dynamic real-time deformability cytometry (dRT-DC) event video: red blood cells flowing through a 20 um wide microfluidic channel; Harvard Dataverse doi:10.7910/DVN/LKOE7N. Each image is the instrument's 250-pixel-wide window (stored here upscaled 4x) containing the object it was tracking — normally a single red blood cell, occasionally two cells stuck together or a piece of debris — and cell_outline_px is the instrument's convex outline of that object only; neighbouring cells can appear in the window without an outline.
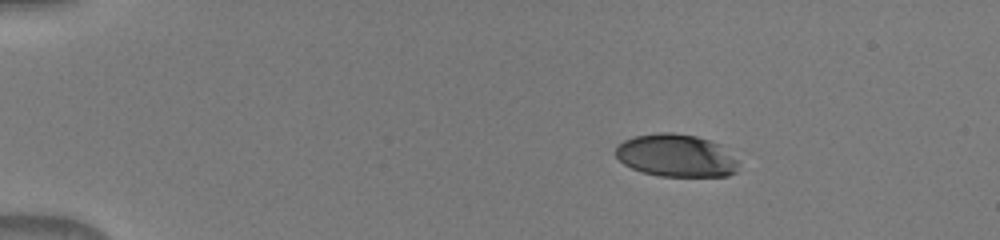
{"species": "human", "species_latin": "Homo sapiens", "temperature_condition": "warm", "stored_images_in_passage": 43, "camera_frame_rate_fps": 3000, "um_per_image_px": 0.085, "donor": {"sex": "male"}, "frame": {"image": 1, "passage_image": 1, "time_ms": 0.0, "image_size_px": [1000, 240], "cell_outline_px": [[736, 172], [728, 176], [660, 176], [640, 172], [624, 164], [616, 156], [616, 148], [624, 140], [632, 136], [656, 132], [672, 132], [696, 136], [720, 144], [736, 160]], "centroid_in_image_um": [57.43, 13.22], "position_along_channel_um": 27.6, "area_um2": 30.46}}
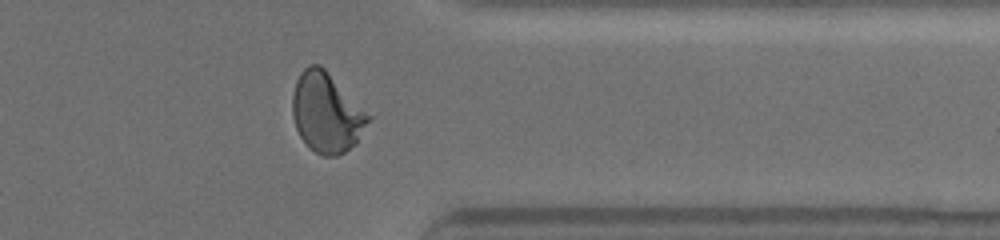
{"frame": {"image": 2, "passage_image": 34, "time_ms": 11.0, "image_size_px": [1000, 240], "cell_outline_px": [[376, 116], [356, 144], [344, 152], [336, 156], [320, 156], [308, 148], [300, 136], [296, 128], [292, 116], [292, 96], [296, 80], [300, 72], [308, 64], [320, 64]], "centroid_in_image_um": [27.83, 9.58], "position_along_channel_um": 383.6, "area_um2": 36.65}}
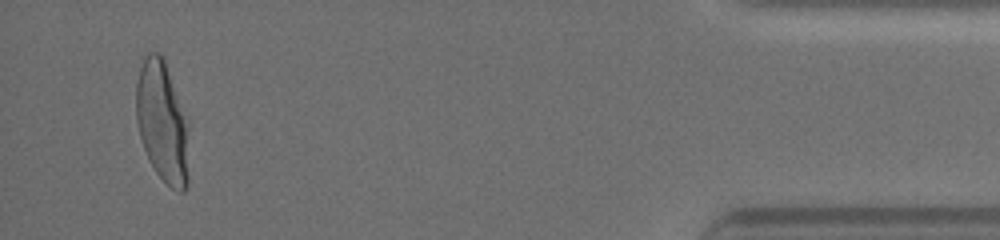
{"frame": {"image": 3, "passage_image": 41, "time_ms": 13.333, "image_size_px": [1000, 240], "cell_outline_px": [[188, 184], [184, 192], [180, 192], [172, 188], [156, 172], [144, 148], [140, 136], [136, 120], [136, 84], [140, 68], [144, 56], [148, 52], [160, 52], [164, 56], [184, 124], [188, 176]], "centroid_in_image_um": [13.72, 10.34], "position_along_channel_um": 421.5, "area_um2": 35.49}}